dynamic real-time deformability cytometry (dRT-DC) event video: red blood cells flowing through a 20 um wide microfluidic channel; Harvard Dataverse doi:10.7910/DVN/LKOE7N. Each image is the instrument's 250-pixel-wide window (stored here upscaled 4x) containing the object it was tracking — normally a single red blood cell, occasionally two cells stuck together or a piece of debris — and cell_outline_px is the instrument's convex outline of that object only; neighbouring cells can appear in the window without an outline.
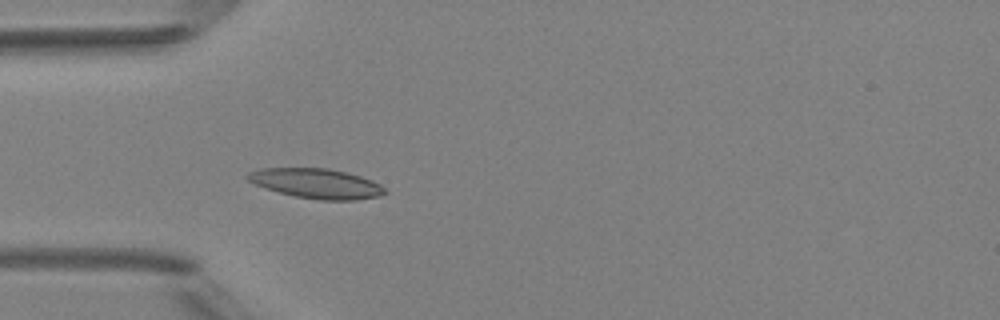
{"species": "Egyptian fruit bat (a non-hibernating species)", "species_latin": "Rousettus aegyptiacus", "temperature_condition": "room temperature", "stored_images_in_passage": 5, "camera_frame_rate_fps": 3000, "um_per_image_px": 0.085, "animal": {"sex": "female"}, "frame": {"image": 1, "passage_image": 5, "time_ms": 4.667, "image_size_px": [1000, 320], "cell_outline_px": [[388, 192], [380, 196], [356, 200], [320, 200], [296, 196], [264, 188], [248, 180], [244, 176], [248, 172], [256, 168], [328, 168], [360, 176], [372, 180], [380, 184]], "centroid_in_image_um": [26.88, 15.59], "position_along_channel_um": 58.1, "area_um2": 23.87}}